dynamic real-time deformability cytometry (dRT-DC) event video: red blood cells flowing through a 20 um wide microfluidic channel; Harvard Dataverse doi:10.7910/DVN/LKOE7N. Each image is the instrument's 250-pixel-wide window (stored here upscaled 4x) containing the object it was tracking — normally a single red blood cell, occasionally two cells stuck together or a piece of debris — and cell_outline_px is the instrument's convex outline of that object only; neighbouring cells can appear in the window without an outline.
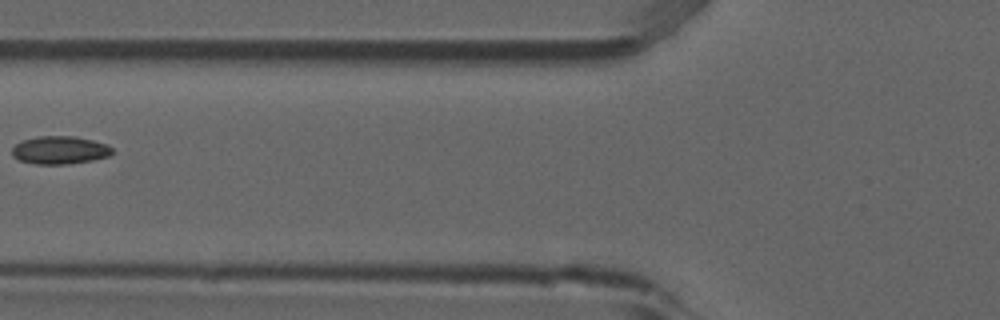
{"species": "common noctule bat (a hibernating species)", "species_latin": "Nyctalus noctula", "temperature_condition": "room temperature", "stored_images_in_passage": 8, "camera_frame_rate_fps": 3000, "um_per_image_px": 0.085, "animal": {"sex": "male", "forearm_length_mm": 52.5}, "frame": {"image": 1, "passage_image": 7, "time_ms": 2.0, "image_size_px": [1000, 320], "cell_outline_px": [[112, 152], [108, 156], [92, 160], [64, 164], [36, 164], [20, 160], [12, 156], [12, 148], [20, 140], [36, 136], [76, 136], [108, 144], [112, 148]], "centroid_in_image_um": [5.06, 12.74], "position_along_channel_um": 120.7, "area_um2": 16.36}}
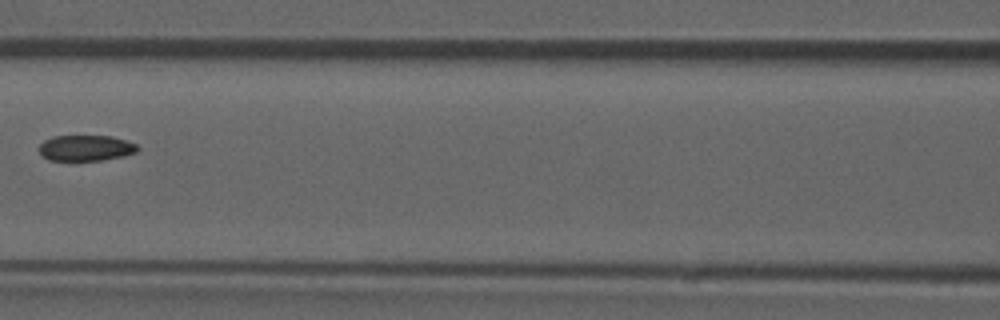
{"frame": {"image": 2, "passage_image": 8, "time_ms": 2.333, "image_size_px": [1000, 320], "cell_outline_px": [[140, 148], [136, 152], [124, 156], [100, 160], [48, 160], [40, 156], [40, 144], [44, 140], [52, 136], [112, 136], [136, 144]], "centroid_in_image_um": [7.27, 12.58], "position_along_channel_um": 159.3, "area_um2": 14.8}}